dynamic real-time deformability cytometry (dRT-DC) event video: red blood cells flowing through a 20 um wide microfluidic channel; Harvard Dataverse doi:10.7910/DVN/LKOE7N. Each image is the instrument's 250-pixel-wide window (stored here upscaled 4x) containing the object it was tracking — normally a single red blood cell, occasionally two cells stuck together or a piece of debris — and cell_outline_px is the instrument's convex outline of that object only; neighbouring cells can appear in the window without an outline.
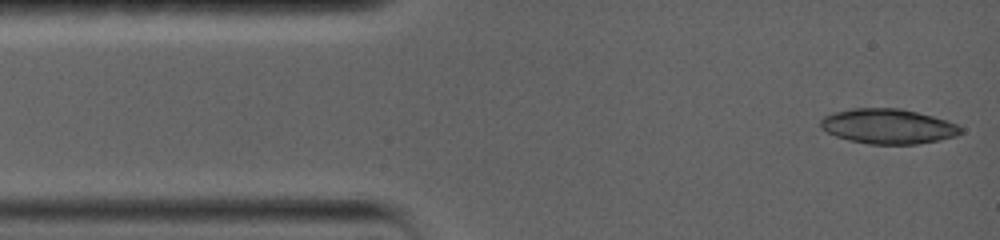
{"species": "common noctule bat (a hibernating species)", "species_latin": "Nyctalus noctula", "temperature_condition": "warm", "stored_images_in_passage": 2, "camera_frame_rate_fps": 5000, "um_per_image_px": 0.085, "animal": {"sex": "female", "body_mass_g": 19.0, "forearm_length_mm": 56.7}, "frame": {"image": 1, "passage_image": 1, "time_ms": 0.0, "image_size_px": [1000, 240], "cell_outline_px": [[964, 132], [956, 136], [940, 140], [916, 144], [868, 144], [848, 140], [836, 136], [820, 128], [820, 120], [824, 116], [836, 112], [852, 108], [900, 108], [932, 116], [956, 124], [964, 128]], "centroid_in_image_um": [75.49, 10.74], "position_along_channel_um": 9.5, "area_um2": 28.55}}